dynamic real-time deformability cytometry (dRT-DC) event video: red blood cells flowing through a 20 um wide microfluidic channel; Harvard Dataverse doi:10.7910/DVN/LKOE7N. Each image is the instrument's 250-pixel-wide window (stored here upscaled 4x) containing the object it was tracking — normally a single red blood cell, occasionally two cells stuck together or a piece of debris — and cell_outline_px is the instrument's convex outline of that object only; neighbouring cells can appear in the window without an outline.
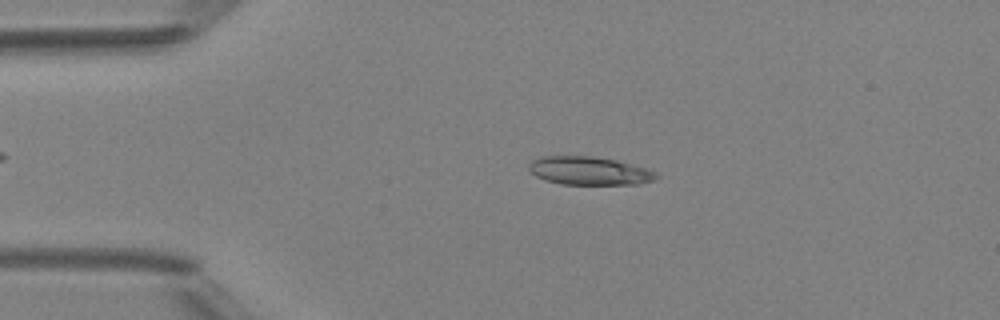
{"species": "Egyptian fruit bat (a non-hibernating species)", "species_latin": "Rousettus aegyptiacus", "temperature_condition": "room temperature", "stored_images_in_passage": 43, "camera_frame_rate_fps": 3000, "um_per_image_px": 0.085, "animal": {"sex": "female"}, "frame": {"image": 1, "passage_image": 10, "time_ms": 3.0, "image_size_px": [1000, 320], "cell_outline_px": [[660, 176], [656, 180], [640, 184], [560, 184], [544, 180], [536, 176], [528, 168], [528, 164], [532, 160], [540, 156], [592, 156], [616, 160], [648, 168], [656, 172]], "centroid_in_image_um": [50.11, 14.52], "position_along_channel_um": 34.9, "area_um2": 21.21}}
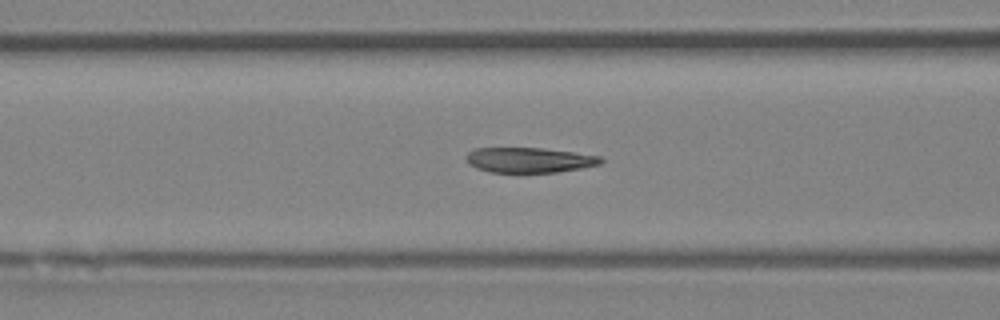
{"frame": {"image": 2, "passage_image": 19, "time_ms": 6.0, "image_size_px": [1000, 320], "cell_outline_px": [[604, 160], [600, 164], [580, 168], [556, 172], [488, 172], [476, 168], [468, 164], [464, 156], [468, 152], [476, 148], [544, 148], [600, 156]], "centroid_in_image_um": [44.94, 13.6], "position_along_channel_um": 121.7, "area_um2": 19.71}}
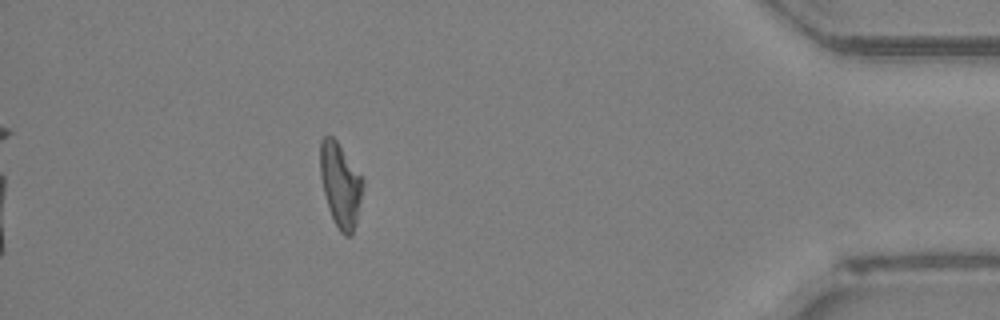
{"frame": {"image": 3, "passage_image": 43, "time_ms": 14.0, "image_size_px": [1000, 320], "cell_outline_px": [[364, 188], [352, 236], [344, 236], [340, 232], [328, 208], [320, 176], [320, 140], [324, 136], [332, 136], [336, 140], [364, 180]], "centroid_in_image_um": [28.93, 15.72], "position_along_channel_um": 406.3, "area_um2": 20.75}, "authors_computed_cell_mechanics": {"area_um2": 21.0392, "velocity_mm_per_s": 4.2027, "shape_relaxation_time_tau1_ms": 5.5298, "shape_relaxation_time_tau2_ms": 1.9852, "deformation_change_tau1": 0.1926, "deformation_change_tau2": 0.0905}}